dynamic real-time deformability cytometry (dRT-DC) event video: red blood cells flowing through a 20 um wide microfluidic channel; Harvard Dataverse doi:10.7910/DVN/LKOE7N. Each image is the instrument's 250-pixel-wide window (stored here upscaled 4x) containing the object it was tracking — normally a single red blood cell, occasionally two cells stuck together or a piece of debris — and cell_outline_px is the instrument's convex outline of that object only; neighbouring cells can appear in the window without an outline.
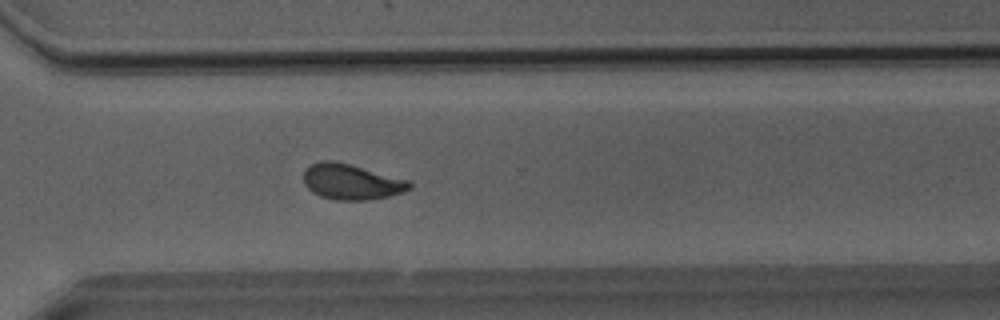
{"species": "Egyptian fruit bat (a non-hibernating species)", "species_latin": "Rousettus aegyptiacus", "temperature_condition": "room temperature", "stored_images_in_passage": 46, "camera_frame_rate_fps": 3000, "um_per_image_px": 0.085, "animal": {"sex": "male"}, "frame": {"image": 1, "passage_image": 32, "time_ms": 10.333, "image_size_px": [1000, 320], "cell_outline_px": [[412, 188], [404, 192], [388, 196], [368, 200], [336, 200], [320, 196], [312, 192], [304, 184], [304, 168], [320, 160], [336, 160], [408, 180], [412, 184]], "centroid_in_image_um": [29.85, 15.44], "position_along_channel_um": 340.8, "area_um2": 22.08}}
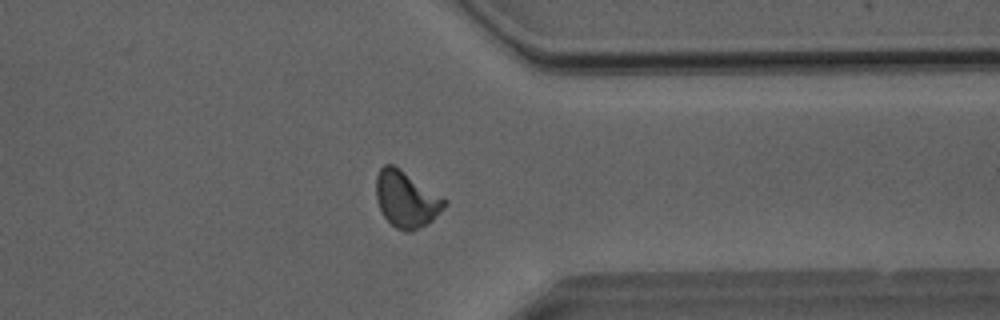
{"frame": {"image": 2, "passage_image": 35, "time_ms": 11.333, "image_size_px": [1000, 320], "cell_outline_px": [[448, 204], [432, 220], [420, 228], [412, 232], [404, 232], [396, 228], [384, 216], [376, 200], [376, 176], [380, 168], [384, 164], [392, 164], [400, 168], [448, 200]], "centroid_in_image_um": [34.54, 16.93], "position_along_channel_um": 376.9, "area_um2": 22.54}}
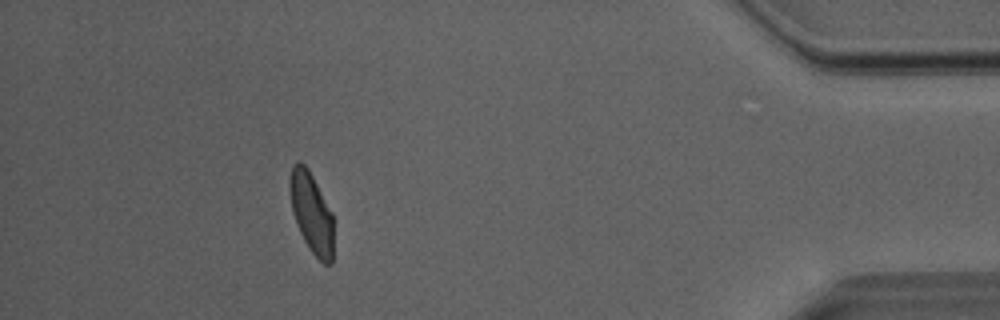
{"frame": {"image": 3, "passage_image": 41, "time_ms": 13.333, "image_size_px": [1000, 320], "cell_outline_px": [[332, 264], [324, 264], [308, 248], [296, 224], [292, 212], [288, 188], [288, 180], [292, 164], [296, 160], [300, 160], [308, 168], [332, 212]], "centroid_in_image_um": [26.43, 18.02], "position_along_channel_um": 408.8, "area_um2": 20.69}, "authors_computed_cell_mechanics": {"area_um2": 21.7906, "velocity_mm_per_s": 4.0385, "shape_relaxation_time_tau1_ms": 3.4608, "shape_relaxation_time_tau2_ms": 2.4779, "deformation_change_tau1": 0.1244, "deformation_change_tau2": 0.0753}}